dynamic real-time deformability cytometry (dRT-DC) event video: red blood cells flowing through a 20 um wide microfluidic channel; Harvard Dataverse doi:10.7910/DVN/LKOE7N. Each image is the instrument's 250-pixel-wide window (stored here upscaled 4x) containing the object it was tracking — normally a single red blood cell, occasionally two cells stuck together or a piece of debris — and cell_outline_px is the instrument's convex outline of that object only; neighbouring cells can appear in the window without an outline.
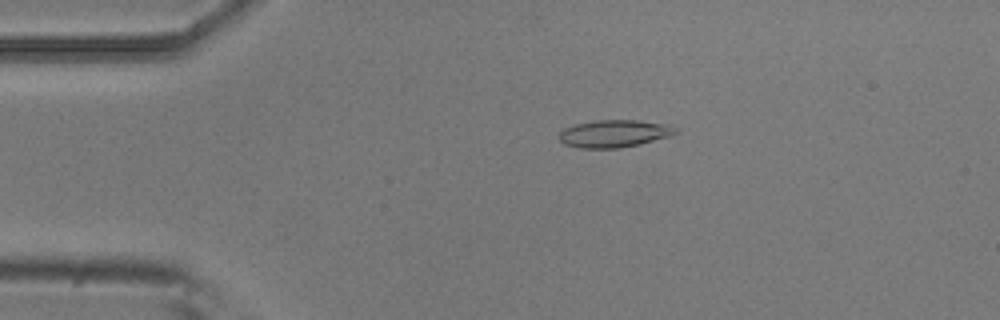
{"species": "common noctule bat (a hibernating species)", "species_latin": "Nyctalus noctula", "temperature_condition": "room temperature", "stored_images_in_passage": 4, "camera_frame_rate_fps": 3000, "um_per_image_px": 0.085, "animal": {"sex": "male", "body_mass_g": 20.5, "forearm_length_mm": 52.5}, "frame": {"image": 1, "passage_image": 3, "time_ms": 0.667, "image_size_px": [1000, 320], "cell_outline_px": [[680, 132], [672, 136], [640, 144], [620, 148], [580, 148], [564, 144], [560, 140], [560, 132], [564, 128], [576, 124], [596, 120], [636, 120], [668, 124], [680, 128]], "centroid_in_image_um": [52.29, 11.35], "position_along_channel_um": 32.7, "area_um2": 18.84}}